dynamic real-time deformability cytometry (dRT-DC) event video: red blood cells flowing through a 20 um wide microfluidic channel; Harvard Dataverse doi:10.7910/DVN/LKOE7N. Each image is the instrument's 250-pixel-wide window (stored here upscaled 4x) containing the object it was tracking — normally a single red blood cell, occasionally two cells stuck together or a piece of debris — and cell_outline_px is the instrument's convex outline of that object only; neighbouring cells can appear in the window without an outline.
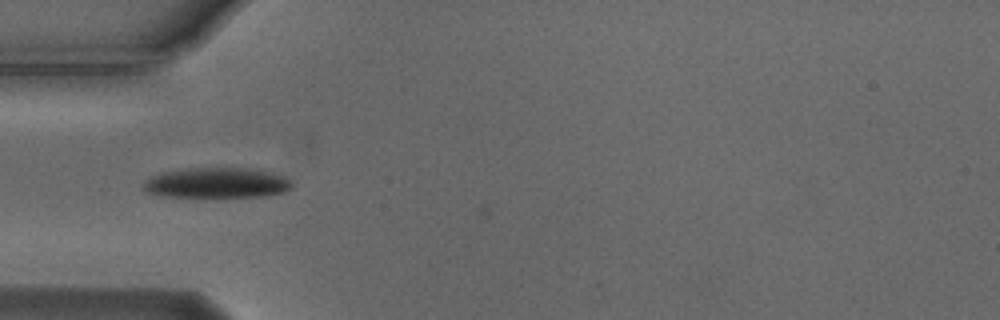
{"species": "Egyptian fruit bat (a non-hibernating species)", "species_latin": "Rousettus aegyptiacus", "temperature_condition": "cold", "stored_images_in_passage": 3, "camera_frame_rate_fps": 3000, "um_per_image_px": 0.085, "animal": {"sex": "male"}, "frame": {"image": 1, "passage_image": 2, "time_ms": 0.333, "image_size_px": [1000, 320], "cell_outline_px": [[292, 188], [284, 192], [264, 196], [160, 196], [148, 192], [140, 188], [144, 180], [160, 172], [192, 168], [248, 168], [272, 172], [288, 176], [292, 180]], "centroid_in_image_um": [18.44, 15.53], "position_along_channel_um": 66.6, "area_um2": 26.41}}